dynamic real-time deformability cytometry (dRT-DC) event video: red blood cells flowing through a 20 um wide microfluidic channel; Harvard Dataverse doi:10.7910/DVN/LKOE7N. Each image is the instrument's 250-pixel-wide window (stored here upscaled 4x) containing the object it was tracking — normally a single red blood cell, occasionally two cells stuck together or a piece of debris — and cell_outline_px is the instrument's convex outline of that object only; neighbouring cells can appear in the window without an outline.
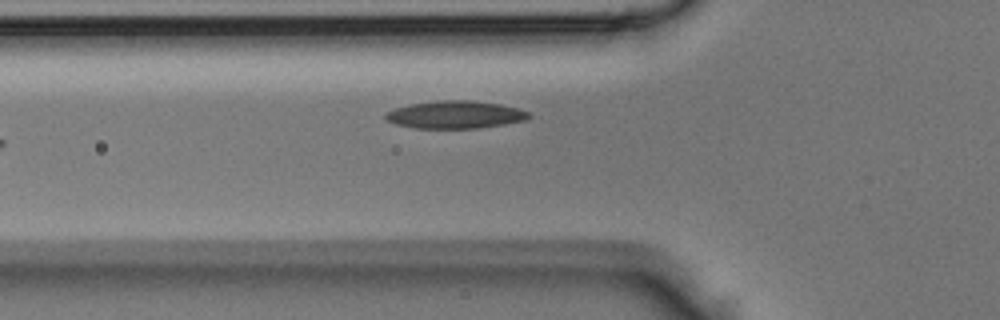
{"species": "Egyptian fruit bat (a non-hibernating species)", "species_latin": "Rousettus aegyptiacus", "temperature_condition": "room temperature", "stored_images_in_passage": 27, "camera_frame_rate_fps": 3000, "um_per_image_px": 0.085, "animal": {"sex": "male"}, "frame": {"image": 1, "passage_image": 2, "time_ms": 0.333, "image_size_px": [1000, 320], "cell_outline_px": [[532, 116], [524, 120], [504, 124], [480, 128], [412, 128], [396, 124], [388, 120], [384, 116], [384, 112], [396, 108], [412, 104], [436, 100], [468, 100], [500, 104], [516, 108], [528, 112]], "centroid_in_image_um": [38.67, 9.75], "position_along_channel_um": 87.1, "area_um2": 22.95}}
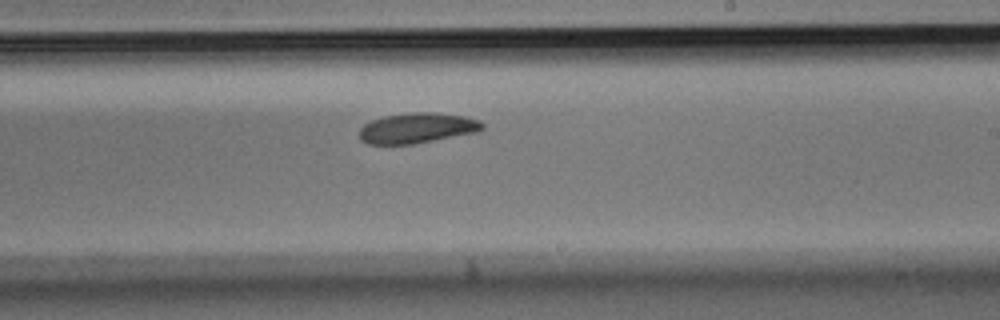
{"frame": {"image": 2, "passage_image": 13, "time_ms": 4.0, "image_size_px": [1000, 320], "cell_outline_px": [[484, 128], [480, 132], [412, 144], [368, 144], [360, 140], [360, 128], [364, 124], [372, 120], [384, 116], [408, 112], [432, 112], [464, 116], [480, 120], [484, 124]], "centroid_in_image_um": [35.48, 10.88], "position_along_channel_um": 253.5, "area_um2": 21.91}}
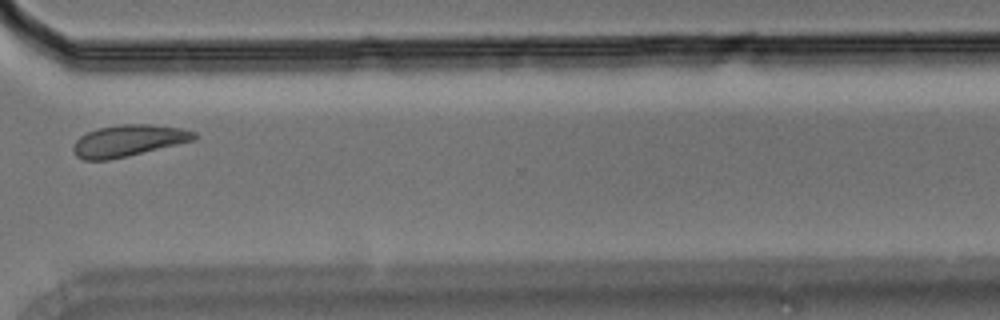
{"frame": {"image": 3, "passage_image": 20, "time_ms": 6.333, "image_size_px": [1000, 320], "cell_outline_px": [[196, 140], [128, 156], [108, 160], [84, 160], [76, 156], [72, 152], [72, 144], [80, 136], [88, 132], [100, 128], [120, 124], [148, 124], [180, 128], [196, 132]], "centroid_in_image_um": [10.89, 11.96], "position_along_channel_um": 359.7, "area_um2": 22.31}}